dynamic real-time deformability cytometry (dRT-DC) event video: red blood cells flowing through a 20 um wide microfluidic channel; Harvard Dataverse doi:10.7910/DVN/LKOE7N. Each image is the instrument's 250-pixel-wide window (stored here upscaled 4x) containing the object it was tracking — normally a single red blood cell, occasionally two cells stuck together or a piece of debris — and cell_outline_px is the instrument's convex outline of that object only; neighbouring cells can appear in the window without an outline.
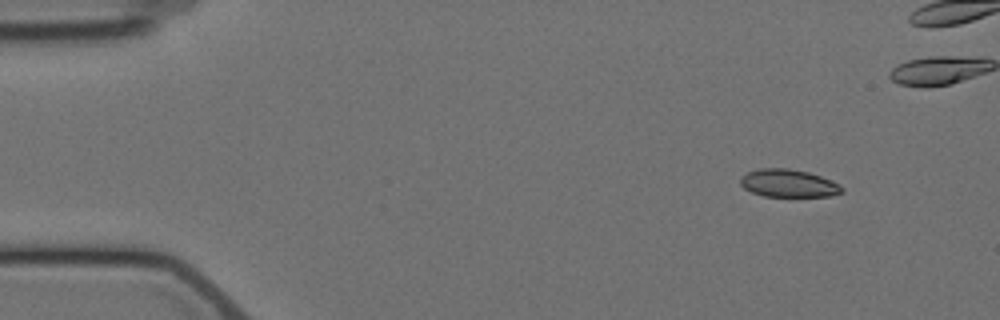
{"species": "Egyptian fruit bat (a non-hibernating species)", "species_latin": "Rousettus aegyptiacus", "temperature_condition": "cold", "stored_images_in_passage": 5, "camera_frame_rate_fps": 3000, "um_per_image_px": 0.085, "animal": {"sex": "female"}, "frame": {"image": 1, "passage_image": 1, "time_ms": 0.0, "image_size_px": [1000, 320], "cell_outline_px": [[844, 192], [832, 196], [764, 196], [752, 192], [744, 188], [740, 184], [740, 176], [748, 172], [760, 168], [788, 168], [808, 172], [832, 180], [840, 184], [844, 188]], "centroid_in_image_um": [67.04, 15.58], "position_along_channel_um": 18.0, "area_um2": 16.53}}